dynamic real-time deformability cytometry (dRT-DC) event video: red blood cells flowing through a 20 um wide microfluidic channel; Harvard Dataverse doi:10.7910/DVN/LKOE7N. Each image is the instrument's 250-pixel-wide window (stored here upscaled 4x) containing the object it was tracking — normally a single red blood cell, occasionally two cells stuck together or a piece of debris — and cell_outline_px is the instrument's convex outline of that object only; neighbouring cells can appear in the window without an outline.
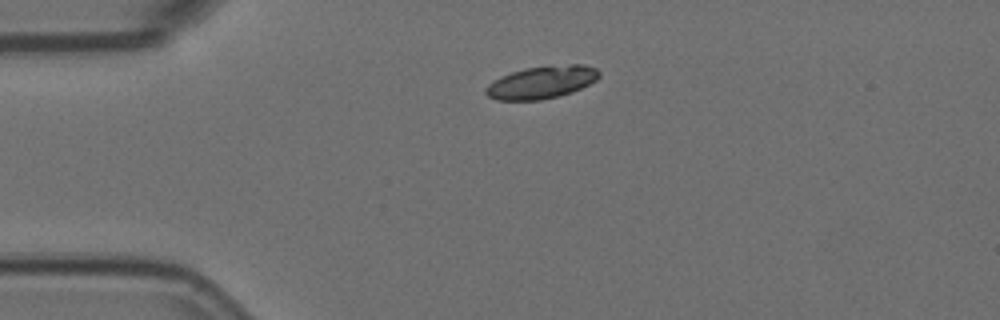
{"species": "Egyptian fruit bat (a non-hibernating species)", "species_latin": "Rousettus aegyptiacus", "temperature_condition": "room temperature", "stored_images_in_passage": 2, "camera_frame_rate_fps": 3000, "um_per_image_px": 0.085, "animal": {"sex": "female"}, "frame": {"image": 1, "passage_image": 1, "time_ms": 0.0, "image_size_px": [1000, 320], "cell_outline_px": [[600, 76], [596, 80], [572, 92], [560, 96], [540, 100], [496, 100], [488, 96], [484, 92], [484, 88], [492, 80], [500, 76], [524, 68], [548, 64], [584, 64], [596, 68], [600, 72]], "centroid_in_image_um": [46.02, 6.97], "position_along_channel_um": 39.0, "area_um2": 21.96}}